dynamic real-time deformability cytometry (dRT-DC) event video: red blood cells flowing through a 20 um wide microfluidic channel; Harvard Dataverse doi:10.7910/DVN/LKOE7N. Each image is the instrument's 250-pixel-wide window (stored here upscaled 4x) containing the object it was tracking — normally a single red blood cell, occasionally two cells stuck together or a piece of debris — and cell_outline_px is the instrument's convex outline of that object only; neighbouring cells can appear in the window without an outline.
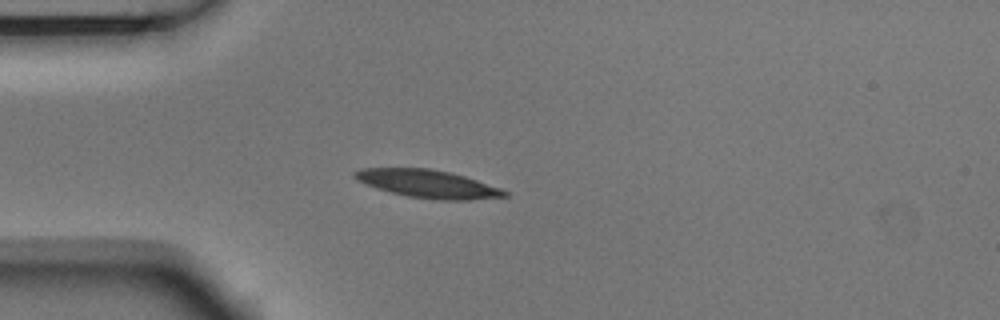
{"species": "Egyptian fruit bat (a non-hibernating species)", "species_latin": "Rousettus aegyptiacus", "temperature_condition": "room temperature", "stored_images_in_passage": 4, "camera_frame_rate_fps": 3000, "um_per_image_px": 0.085, "animal": {"sex": "male"}, "frame": {"image": 1, "passage_image": 3, "time_ms": 0.667, "image_size_px": [1000, 320], "cell_outline_px": [[508, 196], [468, 200], [440, 200], [408, 196], [376, 188], [356, 180], [352, 176], [352, 172], [360, 168], [432, 168], [452, 172], [500, 188], [508, 192]], "centroid_in_image_um": [36.33, 15.61], "position_along_channel_um": 48.7, "area_um2": 24.39}}